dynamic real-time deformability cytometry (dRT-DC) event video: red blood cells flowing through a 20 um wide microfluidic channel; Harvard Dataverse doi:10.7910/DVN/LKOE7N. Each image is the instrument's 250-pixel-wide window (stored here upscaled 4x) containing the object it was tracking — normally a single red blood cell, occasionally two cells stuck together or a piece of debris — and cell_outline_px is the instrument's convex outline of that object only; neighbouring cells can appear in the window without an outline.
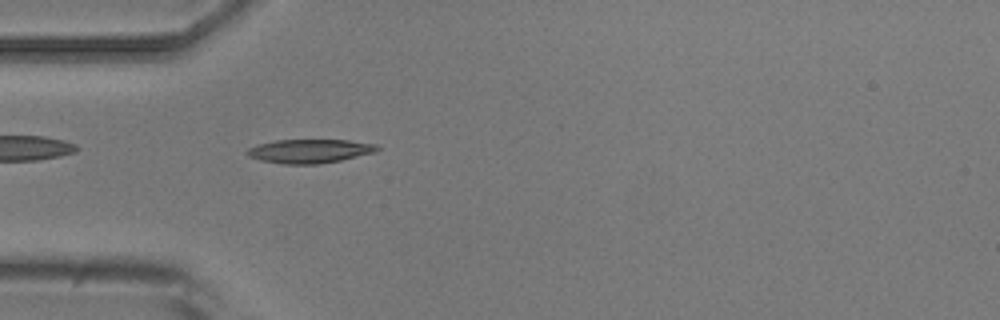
{"species": "common noctule bat (a hibernating species)", "species_latin": "Nyctalus noctula", "temperature_condition": "room temperature", "stored_images_in_passage": 5, "camera_frame_rate_fps": 3000, "um_per_image_px": 0.085, "animal": {"sex": "male", "body_mass_g": 20.5, "forearm_length_mm": 52.5}, "frame": {"image": 1, "passage_image": 5, "time_ms": 4.667, "image_size_px": [1000, 320], "cell_outline_px": [[380, 148], [376, 152], [340, 160], [320, 164], [284, 164], [260, 160], [248, 156], [244, 152], [248, 148], [260, 144], [276, 140], [348, 140], [376, 144]], "centroid_in_image_um": [26.32, 12.84], "position_along_channel_um": 58.7, "area_um2": 18.03}}